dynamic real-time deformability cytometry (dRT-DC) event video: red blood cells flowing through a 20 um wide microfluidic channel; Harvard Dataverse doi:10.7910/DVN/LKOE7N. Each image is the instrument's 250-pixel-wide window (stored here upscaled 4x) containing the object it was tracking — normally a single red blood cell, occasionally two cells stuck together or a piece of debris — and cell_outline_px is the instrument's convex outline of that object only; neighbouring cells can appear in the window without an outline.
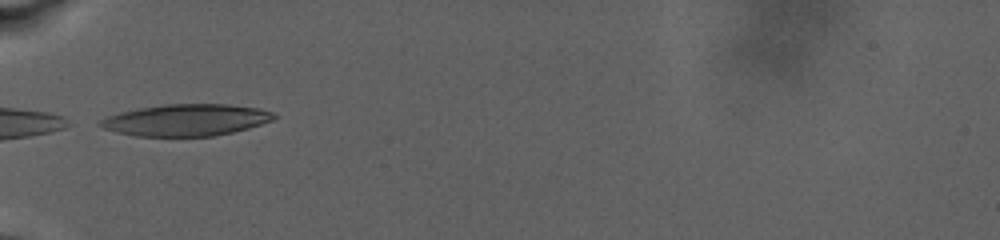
{"species": "human", "species_latin": "Homo sapiens", "temperature_condition": "warm", "stored_images_in_passage": 46, "camera_frame_rate_fps": 3000, "um_per_image_px": 0.085, "donor": {"sex": "male"}, "frame": {"image": 1, "passage_image": 1, "time_ms": 0.0, "image_size_px": [1000, 240], "cell_outline_px": [[276, 116], [272, 120], [248, 128], [232, 132], [212, 136], [136, 136], [116, 132], [104, 128], [96, 124], [100, 120], [108, 116], [120, 112], [136, 108], [164, 104], [228, 104], [256, 108], [272, 112]], "centroid_in_image_um": [15.77, 10.2], "position_along_channel_um": 69.2, "area_um2": 31.96}}
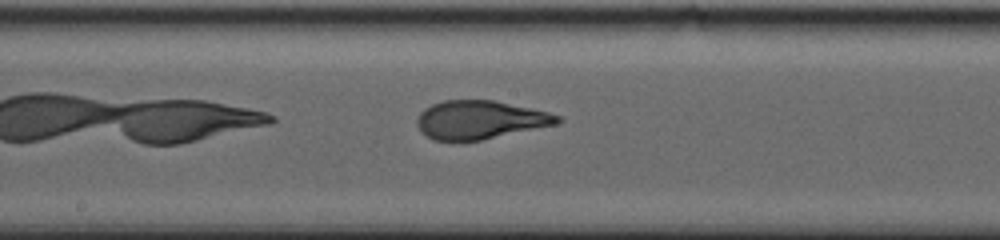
{"frame": {"image": 2, "passage_image": 16, "time_ms": 5.667, "image_size_px": [1000, 240], "cell_outline_px": [[564, 120], [556, 124], [480, 140], [432, 140], [420, 132], [416, 124], [416, 120], [420, 112], [424, 108], [432, 104], [444, 100], [492, 100], [532, 108], [548, 112], [560, 116]], "centroid_in_image_um": [40.76, 10.18], "position_along_channel_um": 207.4, "area_um2": 31.33}}
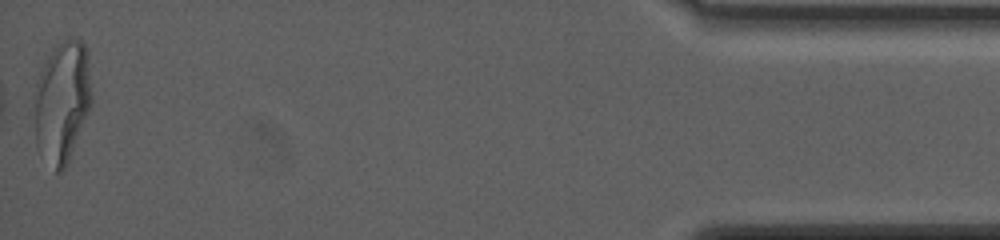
{"frame": {"image": 3, "passage_image": 46, "time_ms": 17.333, "image_size_px": [1000, 240], "cell_outline_px": [[92, 100], [88, 112], [68, 164], [60, 172], [56, 172], [36, 148], [32, 100], [36, 80], [52, 48], [68, 36], [72, 36], [80, 40], [84, 44], [88, 52], [92, 96]], "centroid_in_image_um": [5.26, 8.62], "position_along_channel_um": 429.9, "area_um2": 41.56}, "authors_computed_cell_mechanics": {"area_um2": 32.2524, "velocity_mm_per_s": 2.5454, "shape_relaxation_time_tau1_ms": 7.1078, "shape_relaxation_time_tau2_ms": 1.0946, "deformation_change_tau1": 0.2385, "deformation_change_tau2": 0.075}}